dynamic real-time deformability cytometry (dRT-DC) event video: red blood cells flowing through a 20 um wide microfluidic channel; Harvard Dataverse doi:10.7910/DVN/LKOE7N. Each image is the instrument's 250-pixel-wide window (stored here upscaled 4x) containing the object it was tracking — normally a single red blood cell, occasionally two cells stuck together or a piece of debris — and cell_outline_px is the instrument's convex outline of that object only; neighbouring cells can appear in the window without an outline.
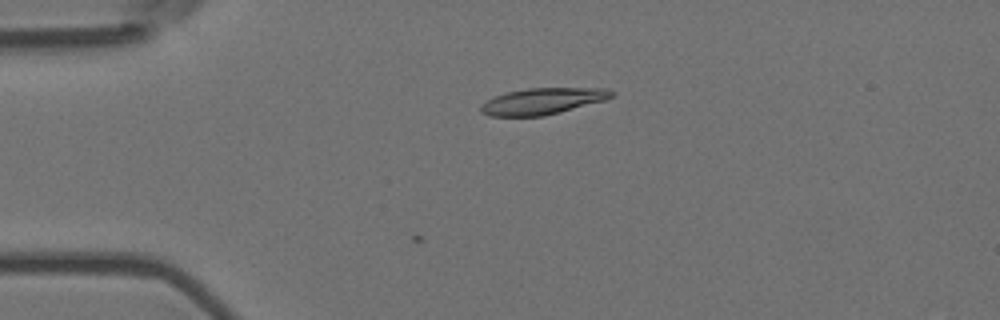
{"species": "Egyptian fruit bat (a non-hibernating species)", "species_latin": "Rousettus aegyptiacus", "temperature_condition": "room temperature", "stored_images_in_passage": 6, "camera_frame_rate_fps": 3000, "um_per_image_px": 0.085, "animal": {"sex": "female"}, "frame": {"image": 1, "passage_image": 1, "time_ms": 0.0, "image_size_px": [1000, 320], "cell_outline_px": [[616, 92], [612, 96], [604, 100], [560, 112], [544, 116], [488, 116], [480, 112], [480, 104], [496, 96], [508, 92], [528, 88], [604, 88]], "centroid_in_image_um": [46.1, 8.6], "position_along_channel_um": 38.9, "area_um2": 19.94}}